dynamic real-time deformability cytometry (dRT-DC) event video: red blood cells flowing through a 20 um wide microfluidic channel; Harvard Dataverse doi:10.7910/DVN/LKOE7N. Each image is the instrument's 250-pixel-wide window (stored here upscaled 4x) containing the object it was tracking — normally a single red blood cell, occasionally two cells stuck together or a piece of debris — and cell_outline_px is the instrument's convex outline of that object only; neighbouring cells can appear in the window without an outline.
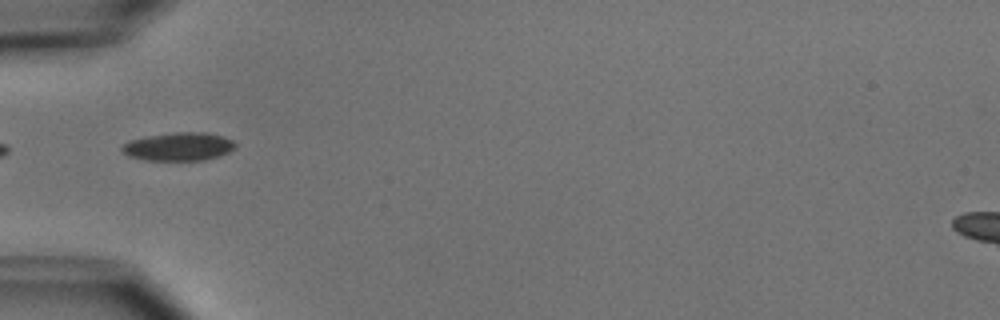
{"species": "common noctule bat (a hibernating species)", "species_latin": "Nyctalus noctula", "temperature_condition": "cold", "stored_images_in_passage": 36, "camera_frame_rate_fps": 3000, "um_per_image_px": 0.085, "animal": {"sex": "male", "body_mass_g": 15.6}, "frame": {"image": 1, "passage_image": 1, "time_ms": 0.0, "image_size_px": [1000, 320], "cell_outline_px": [[236, 148], [220, 156], [204, 160], [144, 160], [128, 156], [120, 148], [128, 140], [144, 136], [176, 132], [208, 132], [232, 140], [236, 144]], "centroid_in_image_um": [15.17, 12.46], "position_along_channel_um": 69.8, "area_um2": 18.79}}
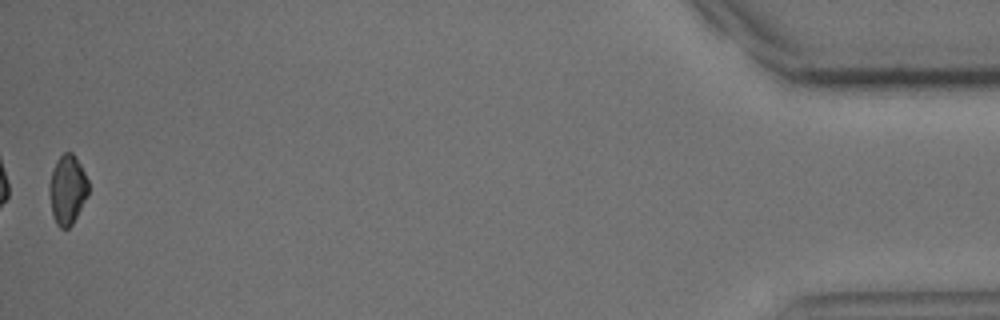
{"frame": {"image": 2, "passage_image": 36, "time_ms": 11.667, "image_size_px": [1000, 320], "cell_outline_px": [[88, 196], [72, 224], [68, 228], [60, 228], [56, 224], [52, 216], [48, 192], [48, 184], [56, 160], [64, 152], [72, 152], [80, 164], [88, 180]], "centroid_in_image_um": [5.71, 16.13], "position_along_channel_um": 429.5, "area_um2": 15.95}, "authors_computed_cell_mechanics": {"area_um2": 17.34, "velocity_mm_per_s": 3.8062, "shape_relaxation_time_tau1_ms": 3.428, "shape_relaxation_time_tau2_ms": null, "deformation_change_tau1": 0.0821, "deformation_change_tau2": null}}